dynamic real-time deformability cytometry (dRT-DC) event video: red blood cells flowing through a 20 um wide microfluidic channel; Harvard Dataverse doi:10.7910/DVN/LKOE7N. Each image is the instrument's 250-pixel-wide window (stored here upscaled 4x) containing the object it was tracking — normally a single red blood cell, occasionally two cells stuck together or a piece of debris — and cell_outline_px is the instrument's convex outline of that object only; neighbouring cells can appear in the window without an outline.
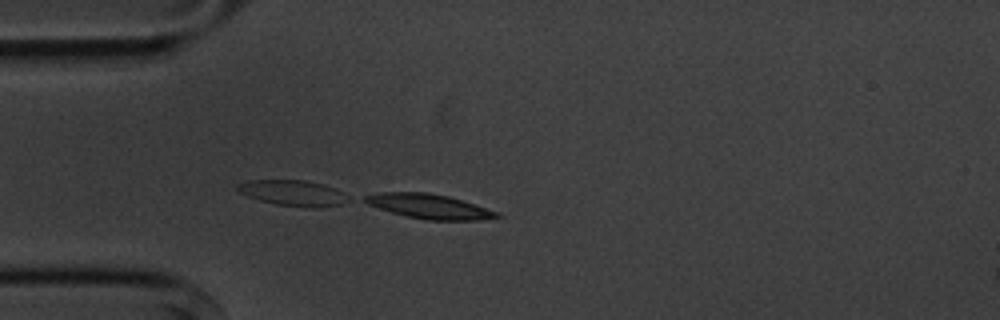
{"species": "common noctule bat (a hibernating species)", "species_latin": "Nyctalus noctula", "temperature_condition": "cold", "stored_images_in_passage": 3, "camera_frame_rate_fps": 3000, "um_per_image_px": 0.085, "animal": {"sex": "male", "body_mass_g": 20.1, "forearm_length_mm": 53.5}, "frame": {"image": 1, "passage_image": 3, "time_ms": 2.333, "image_size_px": [1000, 320], "cell_outline_px": [[504, 216], [480, 220], [428, 220], [408, 216], [392, 212], [368, 204], [360, 200], [364, 196], [380, 192], [428, 192], [448, 196], [500, 212]], "centroid_in_image_um": [36.5, 17.53], "position_along_channel_um": 48.5, "area_um2": 18.84}}